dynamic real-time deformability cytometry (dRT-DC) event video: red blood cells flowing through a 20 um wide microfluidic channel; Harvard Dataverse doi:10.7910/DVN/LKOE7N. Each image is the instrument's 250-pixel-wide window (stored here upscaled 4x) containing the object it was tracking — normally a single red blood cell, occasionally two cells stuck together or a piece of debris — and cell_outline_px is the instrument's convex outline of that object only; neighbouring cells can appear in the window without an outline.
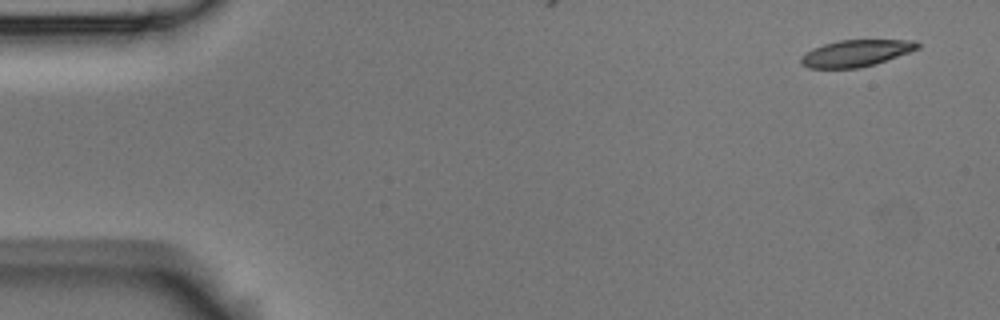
{"species": "Egyptian fruit bat (a non-hibernating species)", "species_latin": "Rousettus aegyptiacus", "temperature_condition": "room temperature", "stored_images_in_passage": 3, "camera_frame_rate_fps": 3000, "um_per_image_px": 0.085, "animal": {"sex": "male"}, "frame": {"image": 1, "passage_image": 1, "time_ms": 0.0, "image_size_px": [1000, 320], "cell_outline_px": [[920, 48], [876, 64], [860, 68], [808, 68], [800, 64], [800, 56], [812, 48], [824, 44], [840, 40], [912, 40], [920, 44]], "centroid_in_image_um": [72.73, 4.53], "position_along_channel_um": 12.3, "area_um2": 18.21}}